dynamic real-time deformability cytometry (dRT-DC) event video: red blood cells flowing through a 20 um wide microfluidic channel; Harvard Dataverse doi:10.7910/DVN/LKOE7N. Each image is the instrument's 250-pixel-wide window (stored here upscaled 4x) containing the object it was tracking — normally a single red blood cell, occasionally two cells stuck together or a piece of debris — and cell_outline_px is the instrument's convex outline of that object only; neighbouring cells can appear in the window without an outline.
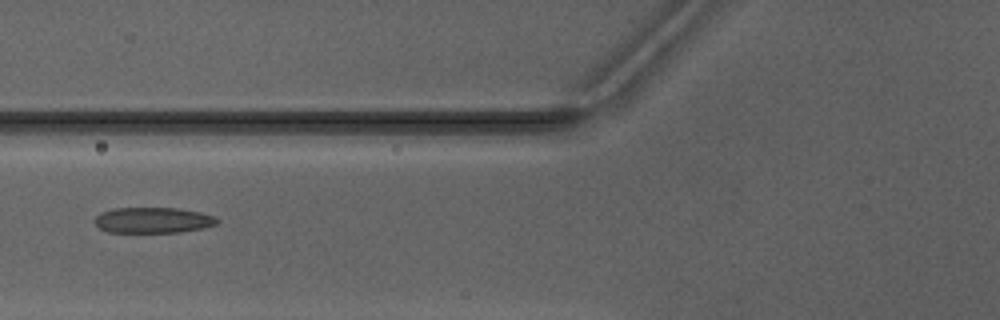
{"species": "Egyptian fruit bat (a non-hibernating species)", "species_latin": "Rousettus aegyptiacus", "temperature_condition": "warm", "stored_images_in_passage": 6, "camera_frame_rate_fps": 3000, "um_per_image_px": 0.085, "animal": {"sex": "male"}, "frame": {"image": 1, "passage_image": 6, "time_ms": 7.333, "image_size_px": [1000, 320], "cell_outline_px": [[220, 220], [216, 224], [204, 228], [180, 232], [108, 232], [100, 228], [92, 220], [100, 212], [112, 208], [180, 208], [200, 212], [216, 216]], "centroid_in_image_um": [13.01, 18.71], "position_along_channel_um": 112.8, "area_um2": 18.55}}